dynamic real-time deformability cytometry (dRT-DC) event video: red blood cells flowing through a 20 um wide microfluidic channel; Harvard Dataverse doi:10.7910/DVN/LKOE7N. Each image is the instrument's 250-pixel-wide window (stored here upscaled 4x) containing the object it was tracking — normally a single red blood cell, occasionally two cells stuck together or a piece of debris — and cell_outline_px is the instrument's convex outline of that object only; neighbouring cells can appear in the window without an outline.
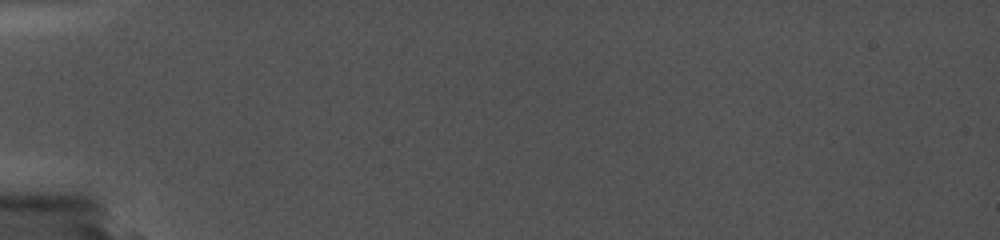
{"species": "common noctule bat (a hibernating species)", "species_latin": "Nyctalus noctula", "temperature_condition": "cold", "stored_images_in_passage": 4, "camera_frame_rate_fps": 5000, "um_per_image_px": 0.085, "animal": {"sex": "female", "body_mass_g": 19.0, "forearm_length_mm": 56.7}, "frame": {"image": 1, "passage_image": 3, "time_ms": 0.8, "image_size_px": [1000, 240], "cell_outline_px": [[680, 136], [660, 140], [532, 136], [512, 128], [552, 124], [636, 128], [680, 132]], "centroid_in_image_um": [50.71, 11.24], "position_along_channel_um": 34.3, "area_um2": 12.43}}